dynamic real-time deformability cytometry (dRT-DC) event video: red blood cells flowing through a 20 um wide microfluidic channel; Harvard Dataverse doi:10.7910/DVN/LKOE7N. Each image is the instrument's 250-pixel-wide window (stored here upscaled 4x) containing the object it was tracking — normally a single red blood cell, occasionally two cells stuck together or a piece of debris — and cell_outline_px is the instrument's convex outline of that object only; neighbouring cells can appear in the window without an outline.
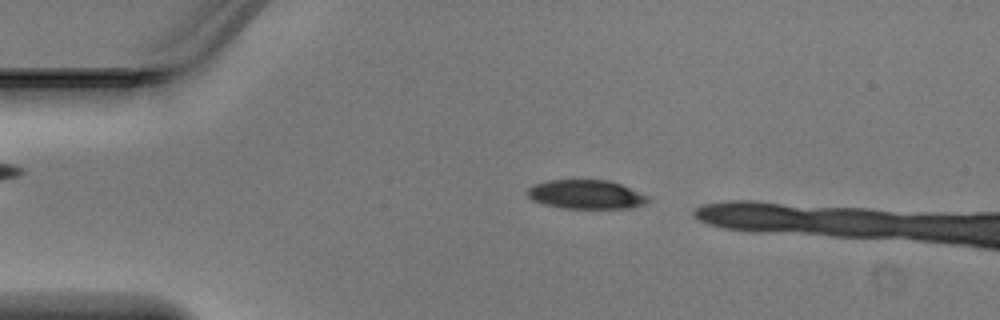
{"species": "Egyptian fruit bat (a non-hibernating species)", "species_latin": "Rousettus aegyptiacus", "temperature_condition": "warm", "stored_images_in_passage": 7, "camera_frame_rate_fps": 3000, "um_per_image_px": 0.085, "animal": {"sex": "male"}, "frame": {"image": 1, "passage_image": 3, "time_ms": 0.667, "image_size_px": [1000, 320], "cell_outline_px": [[652, 200], [644, 204], [632, 208], [564, 208], [544, 204], [532, 200], [524, 192], [532, 184], [548, 180], [608, 180], [620, 184], [648, 196]], "centroid_in_image_um": [49.78, 16.53], "position_along_channel_um": 35.2, "area_um2": 20.46}}